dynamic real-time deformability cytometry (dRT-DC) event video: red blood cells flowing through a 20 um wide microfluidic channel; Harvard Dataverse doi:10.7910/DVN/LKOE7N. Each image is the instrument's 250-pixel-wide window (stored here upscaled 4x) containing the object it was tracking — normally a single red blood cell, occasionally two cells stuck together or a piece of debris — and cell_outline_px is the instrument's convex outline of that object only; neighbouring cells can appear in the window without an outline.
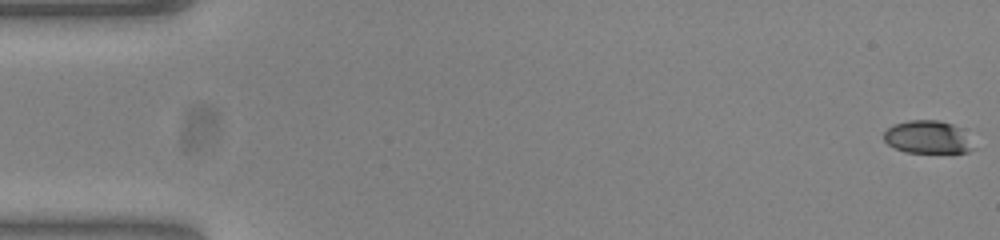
{"species": "common noctule bat (a hibernating species)", "species_latin": "Nyctalus noctula", "temperature_condition": "warm", "stored_images_in_passage": 54, "camera_frame_rate_fps": 3000, "um_per_image_px": 0.085, "animal": {"sex": "female", "body_mass_g": 23.0, "forearm_length_mm": 53.4}, "frame": {"image": 1, "passage_image": 1, "time_ms": 0.0, "image_size_px": [1000, 240], "cell_outline_px": [[976, 148], [968, 152], [904, 152], [888, 144], [884, 140], [884, 132], [888, 128], [896, 124], [908, 120], [940, 120], [952, 124]], "centroid_in_image_um": [78.8, 11.66], "position_along_channel_um": 6.2, "area_um2": 16.65}}
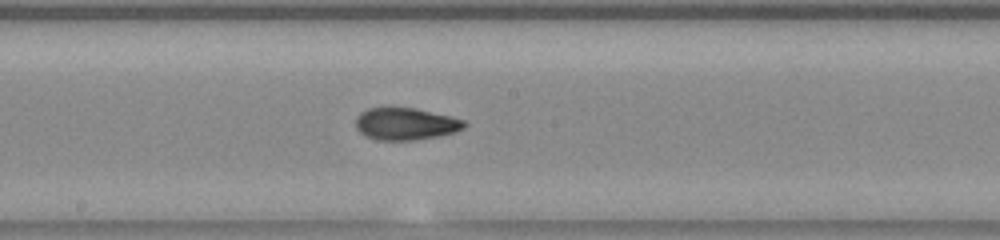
{"frame": {"image": 2, "passage_image": 29, "time_ms": 9.333, "image_size_px": [1000, 240], "cell_outline_px": [[468, 124], [464, 128], [456, 132], [416, 140], [376, 140], [364, 136], [356, 128], [356, 116], [360, 112], [368, 108], [416, 108], [452, 116], [464, 120]], "centroid_in_image_um": [34.48, 10.53], "position_along_channel_um": 213.7, "area_um2": 20.52}}
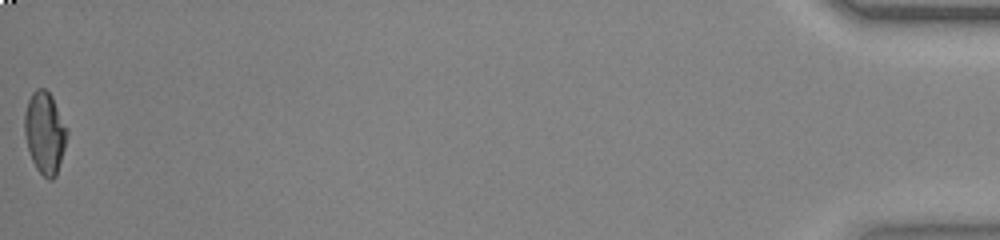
{"frame": {"image": 3, "passage_image": 54, "time_ms": 17.667, "image_size_px": [1000, 240], "cell_outline_px": [[68, 132], [64, 148], [56, 176], [52, 180], [48, 180], [36, 168], [32, 160], [28, 148], [24, 132], [24, 112], [28, 100], [32, 92], [36, 88], [44, 88], [52, 96], [68, 128]], "centroid_in_image_um": [3.81, 11.26], "position_along_channel_um": 431.4, "area_um2": 20.29}, "authors_computed_cell_mechanics": {"area_um2": 19.9988, "velocity_mm_per_s": 3.8614, "shape_relaxation_time_tau1_ms": null, "shape_relaxation_time_tau2_ms": 1.616, "deformation_change_tau1": null, "deformation_change_tau2": 0.0703}}